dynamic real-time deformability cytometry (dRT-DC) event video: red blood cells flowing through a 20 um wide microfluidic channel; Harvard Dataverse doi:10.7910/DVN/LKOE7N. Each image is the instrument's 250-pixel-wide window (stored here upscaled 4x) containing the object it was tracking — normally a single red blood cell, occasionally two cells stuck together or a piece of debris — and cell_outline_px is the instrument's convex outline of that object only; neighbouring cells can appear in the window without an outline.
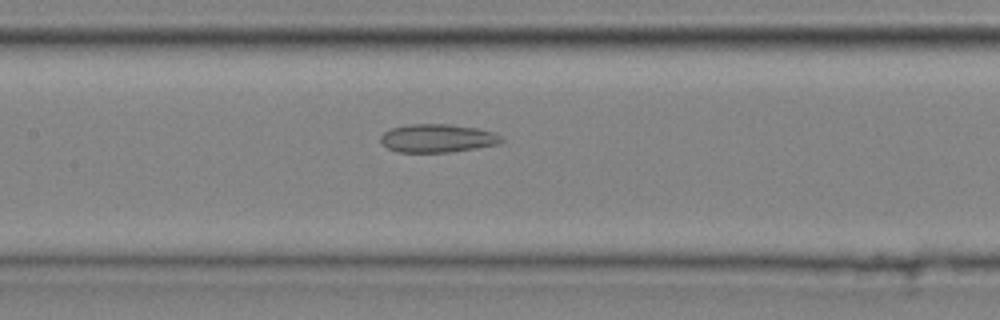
{"species": "common noctule bat (a hibernating species)", "species_latin": "Nyctalus noctula", "temperature_condition": "cold", "stored_images_in_passage": 44, "camera_frame_rate_fps": 3000, "um_per_image_px": 0.085, "animal": {"sex": "male", "body_mass_g": 20.4}, "frame": {"image": 1, "passage_image": 23, "time_ms": 7.333, "image_size_px": [1000, 320], "cell_outline_px": [[504, 140], [500, 144], [476, 148], [448, 152], [396, 152], [380, 144], [380, 136], [384, 132], [392, 128], [408, 124], [448, 124], [476, 128], [492, 132], [500, 136]], "centroid_in_image_um": [37.15, 11.75], "position_along_channel_um": 170.3, "area_um2": 19.94}}
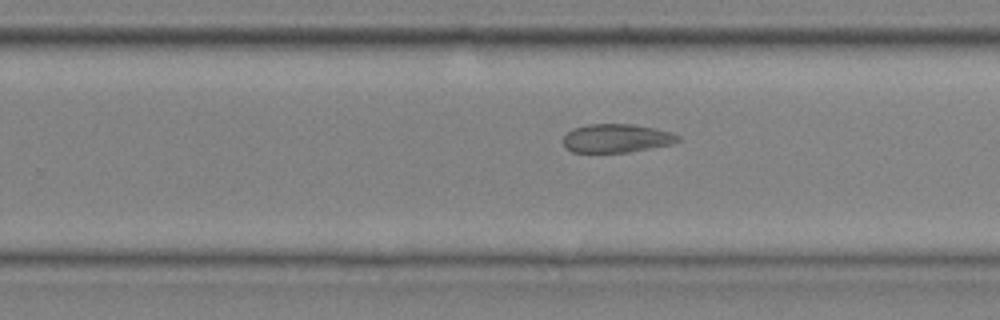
{"frame": {"image": 2, "passage_image": 31, "time_ms": 10.0, "image_size_px": [1000, 320], "cell_outline_px": [[680, 140], [676, 144], [628, 152], [572, 152], [564, 148], [564, 136], [572, 128], [588, 124], [632, 124], [672, 132], [680, 136]], "centroid_in_image_um": [52.43, 11.76], "position_along_channel_um": 277.4, "area_um2": 19.25}}
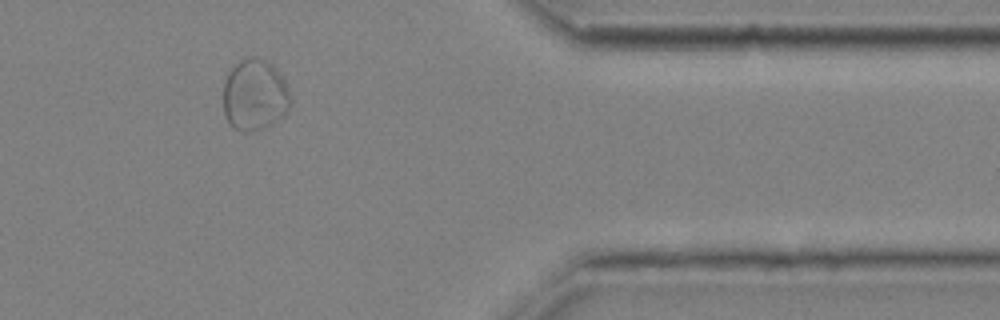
{"frame": {"image": 3, "passage_image": 41, "time_ms": 13.333, "image_size_px": [1000, 320], "cell_outline_px": [[292, 104], [284, 116], [272, 124], [264, 128], [248, 132], [244, 132], [228, 124], [224, 112], [224, 84], [228, 72], [240, 60], [248, 56], [256, 56], [268, 60], [276, 68], [284, 80], [288, 88], [292, 100]], "centroid_in_image_um": [21.68, 8.06], "position_along_channel_um": 389.7, "area_um2": 28.38}, "authors_computed_cell_mechanics": {"area_um2": 25.3742, "velocity_mm_per_s": 4.0276, "shape_relaxation_time_tau1_ms": null, "shape_relaxation_time_tau2_ms": 1.3994, "deformation_change_tau1": null, "deformation_change_tau2": 0.0653}}